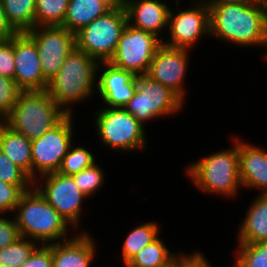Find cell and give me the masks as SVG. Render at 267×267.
I'll list each match as a JSON object with an SVG mask.
<instances>
[{"mask_svg": "<svg viewBox=\"0 0 267 267\" xmlns=\"http://www.w3.org/2000/svg\"><path fill=\"white\" fill-rule=\"evenodd\" d=\"M170 1H173L175 3V2H180L181 0H170Z\"/></svg>", "mask_w": 267, "mask_h": 267, "instance_id": "42", "label": "cell"}, {"mask_svg": "<svg viewBox=\"0 0 267 267\" xmlns=\"http://www.w3.org/2000/svg\"><path fill=\"white\" fill-rule=\"evenodd\" d=\"M66 115L47 90L20 91L3 122L32 141L41 137Z\"/></svg>", "mask_w": 267, "mask_h": 267, "instance_id": "5", "label": "cell"}, {"mask_svg": "<svg viewBox=\"0 0 267 267\" xmlns=\"http://www.w3.org/2000/svg\"><path fill=\"white\" fill-rule=\"evenodd\" d=\"M210 37L234 46L265 48L267 40V1L207 4Z\"/></svg>", "mask_w": 267, "mask_h": 267, "instance_id": "1", "label": "cell"}, {"mask_svg": "<svg viewBox=\"0 0 267 267\" xmlns=\"http://www.w3.org/2000/svg\"><path fill=\"white\" fill-rule=\"evenodd\" d=\"M0 75L14 79V36L9 40L0 42Z\"/></svg>", "mask_w": 267, "mask_h": 267, "instance_id": "34", "label": "cell"}, {"mask_svg": "<svg viewBox=\"0 0 267 267\" xmlns=\"http://www.w3.org/2000/svg\"><path fill=\"white\" fill-rule=\"evenodd\" d=\"M192 2L186 9L179 8L181 3L176 2L177 12L171 7L167 31L169 37L162 41L163 45L191 50L200 39L210 36L209 6L203 0Z\"/></svg>", "mask_w": 267, "mask_h": 267, "instance_id": "11", "label": "cell"}, {"mask_svg": "<svg viewBox=\"0 0 267 267\" xmlns=\"http://www.w3.org/2000/svg\"><path fill=\"white\" fill-rule=\"evenodd\" d=\"M176 252L173 253L159 236L139 251L124 267H169Z\"/></svg>", "mask_w": 267, "mask_h": 267, "instance_id": "24", "label": "cell"}, {"mask_svg": "<svg viewBox=\"0 0 267 267\" xmlns=\"http://www.w3.org/2000/svg\"><path fill=\"white\" fill-rule=\"evenodd\" d=\"M33 186H16L0 180V215L14 213L22 195Z\"/></svg>", "mask_w": 267, "mask_h": 267, "instance_id": "32", "label": "cell"}, {"mask_svg": "<svg viewBox=\"0 0 267 267\" xmlns=\"http://www.w3.org/2000/svg\"><path fill=\"white\" fill-rule=\"evenodd\" d=\"M99 109L93 122L100 145L120 153L147 150L146 127L134 115L124 108L99 106Z\"/></svg>", "mask_w": 267, "mask_h": 267, "instance_id": "6", "label": "cell"}, {"mask_svg": "<svg viewBox=\"0 0 267 267\" xmlns=\"http://www.w3.org/2000/svg\"><path fill=\"white\" fill-rule=\"evenodd\" d=\"M25 33L37 46L44 79L51 81L76 47L75 34L63 26H37Z\"/></svg>", "mask_w": 267, "mask_h": 267, "instance_id": "13", "label": "cell"}, {"mask_svg": "<svg viewBox=\"0 0 267 267\" xmlns=\"http://www.w3.org/2000/svg\"><path fill=\"white\" fill-rule=\"evenodd\" d=\"M0 215V249L15 243L21 238L14 216Z\"/></svg>", "mask_w": 267, "mask_h": 267, "instance_id": "35", "label": "cell"}, {"mask_svg": "<svg viewBox=\"0 0 267 267\" xmlns=\"http://www.w3.org/2000/svg\"><path fill=\"white\" fill-rule=\"evenodd\" d=\"M231 139L233 143L230 148L211 152L185 167L186 175L202 193L226 199H233L240 194L238 136Z\"/></svg>", "mask_w": 267, "mask_h": 267, "instance_id": "3", "label": "cell"}, {"mask_svg": "<svg viewBox=\"0 0 267 267\" xmlns=\"http://www.w3.org/2000/svg\"><path fill=\"white\" fill-rule=\"evenodd\" d=\"M80 191L88 198L93 197L102 186H104L105 173L101 165L94 162L91 166L72 175Z\"/></svg>", "mask_w": 267, "mask_h": 267, "instance_id": "30", "label": "cell"}, {"mask_svg": "<svg viewBox=\"0 0 267 267\" xmlns=\"http://www.w3.org/2000/svg\"><path fill=\"white\" fill-rule=\"evenodd\" d=\"M13 216L20 236L41 245L61 242L72 237L68 236V233L74 229L34 187L22 195Z\"/></svg>", "mask_w": 267, "mask_h": 267, "instance_id": "4", "label": "cell"}, {"mask_svg": "<svg viewBox=\"0 0 267 267\" xmlns=\"http://www.w3.org/2000/svg\"><path fill=\"white\" fill-rule=\"evenodd\" d=\"M33 187L67 221L74 232L78 228L81 232L79 225L83 203L88 197L80 191L72 175L59 172L45 174L33 181Z\"/></svg>", "mask_w": 267, "mask_h": 267, "instance_id": "9", "label": "cell"}, {"mask_svg": "<svg viewBox=\"0 0 267 267\" xmlns=\"http://www.w3.org/2000/svg\"><path fill=\"white\" fill-rule=\"evenodd\" d=\"M170 0H126L127 23L134 28L151 32L165 40L162 30L168 29Z\"/></svg>", "mask_w": 267, "mask_h": 267, "instance_id": "17", "label": "cell"}, {"mask_svg": "<svg viewBox=\"0 0 267 267\" xmlns=\"http://www.w3.org/2000/svg\"><path fill=\"white\" fill-rule=\"evenodd\" d=\"M162 40L155 34L127 24L119 39L115 55L109 61L114 66L135 75L146 74Z\"/></svg>", "mask_w": 267, "mask_h": 267, "instance_id": "12", "label": "cell"}, {"mask_svg": "<svg viewBox=\"0 0 267 267\" xmlns=\"http://www.w3.org/2000/svg\"><path fill=\"white\" fill-rule=\"evenodd\" d=\"M18 32L8 22L3 5L0 1V42L9 40Z\"/></svg>", "mask_w": 267, "mask_h": 267, "instance_id": "38", "label": "cell"}, {"mask_svg": "<svg viewBox=\"0 0 267 267\" xmlns=\"http://www.w3.org/2000/svg\"><path fill=\"white\" fill-rule=\"evenodd\" d=\"M8 22L18 32L35 27L36 0H0Z\"/></svg>", "mask_w": 267, "mask_h": 267, "instance_id": "25", "label": "cell"}, {"mask_svg": "<svg viewBox=\"0 0 267 267\" xmlns=\"http://www.w3.org/2000/svg\"><path fill=\"white\" fill-rule=\"evenodd\" d=\"M206 4H236V3H250L255 0H203Z\"/></svg>", "mask_w": 267, "mask_h": 267, "instance_id": "39", "label": "cell"}, {"mask_svg": "<svg viewBox=\"0 0 267 267\" xmlns=\"http://www.w3.org/2000/svg\"><path fill=\"white\" fill-rule=\"evenodd\" d=\"M232 267H267V241L237 244Z\"/></svg>", "mask_w": 267, "mask_h": 267, "instance_id": "28", "label": "cell"}, {"mask_svg": "<svg viewBox=\"0 0 267 267\" xmlns=\"http://www.w3.org/2000/svg\"><path fill=\"white\" fill-rule=\"evenodd\" d=\"M240 225L237 244L267 241V194H258L252 199Z\"/></svg>", "mask_w": 267, "mask_h": 267, "instance_id": "20", "label": "cell"}, {"mask_svg": "<svg viewBox=\"0 0 267 267\" xmlns=\"http://www.w3.org/2000/svg\"><path fill=\"white\" fill-rule=\"evenodd\" d=\"M187 48H172L161 45L150 63L146 73L151 79L172 89L186 101L185 78L189 65V52Z\"/></svg>", "mask_w": 267, "mask_h": 267, "instance_id": "14", "label": "cell"}, {"mask_svg": "<svg viewBox=\"0 0 267 267\" xmlns=\"http://www.w3.org/2000/svg\"><path fill=\"white\" fill-rule=\"evenodd\" d=\"M98 65V61L75 47L48 82L46 90L66 114H73V106L96 95Z\"/></svg>", "mask_w": 267, "mask_h": 267, "instance_id": "2", "label": "cell"}, {"mask_svg": "<svg viewBox=\"0 0 267 267\" xmlns=\"http://www.w3.org/2000/svg\"><path fill=\"white\" fill-rule=\"evenodd\" d=\"M239 177L242 189L267 194V150L238 137Z\"/></svg>", "mask_w": 267, "mask_h": 267, "instance_id": "19", "label": "cell"}, {"mask_svg": "<svg viewBox=\"0 0 267 267\" xmlns=\"http://www.w3.org/2000/svg\"><path fill=\"white\" fill-rule=\"evenodd\" d=\"M74 114H67L41 137L31 141L32 180L58 172L62 160L74 141Z\"/></svg>", "mask_w": 267, "mask_h": 267, "instance_id": "10", "label": "cell"}, {"mask_svg": "<svg viewBox=\"0 0 267 267\" xmlns=\"http://www.w3.org/2000/svg\"><path fill=\"white\" fill-rule=\"evenodd\" d=\"M0 180L16 186H33V180L0 150Z\"/></svg>", "mask_w": 267, "mask_h": 267, "instance_id": "31", "label": "cell"}, {"mask_svg": "<svg viewBox=\"0 0 267 267\" xmlns=\"http://www.w3.org/2000/svg\"><path fill=\"white\" fill-rule=\"evenodd\" d=\"M86 148L81 145L77 147L73 143L62 160L58 172L65 175H74L96 162L93 152Z\"/></svg>", "mask_w": 267, "mask_h": 267, "instance_id": "29", "label": "cell"}, {"mask_svg": "<svg viewBox=\"0 0 267 267\" xmlns=\"http://www.w3.org/2000/svg\"><path fill=\"white\" fill-rule=\"evenodd\" d=\"M110 8L100 0H69L62 26L76 34Z\"/></svg>", "mask_w": 267, "mask_h": 267, "instance_id": "22", "label": "cell"}, {"mask_svg": "<svg viewBox=\"0 0 267 267\" xmlns=\"http://www.w3.org/2000/svg\"><path fill=\"white\" fill-rule=\"evenodd\" d=\"M20 91L14 79L0 75V120L9 115Z\"/></svg>", "mask_w": 267, "mask_h": 267, "instance_id": "33", "label": "cell"}, {"mask_svg": "<svg viewBox=\"0 0 267 267\" xmlns=\"http://www.w3.org/2000/svg\"><path fill=\"white\" fill-rule=\"evenodd\" d=\"M172 265L174 267H213L205 254L199 250L190 254L177 252Z\"/></svg>", "mask_w": 267, "mask_h": 267, "instance_id": "36", "label": "cell"}, {"mask_svg": "<svg viewBox=\"0 0 267 267\" xmlns=\"http://www.w3.org/2000/svg\"><path fill=\"white\" fill-rule=\"evenodd\" d=\"M14 81L21 91L46 90L35 42L25 33L14 36Z\"/></svg>", "mask_w": 267, "mask_h": 267, "instance_id": "16", "label": "cell"}, {"mask_svg": "<svg viewBox=\"0 0 267 267\" xmlns=\"http://www.w3.org/2000/svg\"><path fill=\"white\" fill-rule=\"evenodd\" d=\"M105 3L110 9H119L125 7L126 0H100Z\"/></svg>", "mask_w": 267, "mask_h": 267, "instance_id": "40", "label": "cell"}, {"mask_svg": "<svg viewBox=\"0 0 267 267\" xmlns=\"http://www.w3.org/2000/svg\"><path fill=\"white\" fill-rule=\"evenodd\" d=\"M127 24L125 8L110 9L75 34L76 48L98 62H109Z\"/></svg>", "mask_w": 267, "mask_h": 267, "instance_id": "8", "label": "cell"}, {"mask_svg": "<svg viewBox=\"0 0 267 267\" xmlns=\"http://www.w3.org/2000/svg\"><path fill=\"white\" fill-rule=\"evenodd\" d=\"M185 104L172 89L143 74L136 75V91L124 109L146 126L153 119L177 115Z\"/></svg>", "mask_w": 267, "mask_h": 267, "instance_id": "7", "label": "cell"}, {"mask_svg": "<svg viewBox=\"0 0 267 267\" xmlns=\"http://www.w3.org/2000/svg\"><path fill=\"white\" fill-rule=\"evenodd\" d=\"M0 150L32 179L31 140L4 122L0 124Z\"/></svg>", "mask_w": 267, "mask_h": 267, "instance_id": "21", "label": "cell"}, {"mask_svg": "<svg viewBox=\"0 0 267 267\" xmlns=\"http://www.w3.org/2000/svg\"><path fill=\"white\" fill-rule=\"evenodd\" d=\"M160 224L154 220L151 222H144L139 226L131 229L127 236H125L124 242H122L121 258L123 266H125L139 251H141L146 245H149L156 240L161 233Z\"/></svg>", "mask_w": 267, "mask_h": 267, "instance_id": "23", "label": "cell"}, {"mask_svg": "<svg viewBox=\"0 0 267 267\" xmlns=\"http://www.w3.org/2000/svg\"><path fill=\"white\" fill-rule=\"evenodd\" d=\"M75 233L67 240L52 243L53 267H91L94 263L97 255L95 239L84 229Z\"/></svg>", "mask_w": 267, "mask_h": 267, "instance_id": "18", "label": "cell"}, {"mask_svg": "<svg viewBox=\"0 0 267 267\" xmlns=\"http://www.w3.org/2000/svg\"><path fill=\"white\" fill-rule=\"evenodd\" d=\"M97 72L96 93L102 106L124 108L136 91V75L111 62H99Z\"/></svg>", "mask_w": 267, "mask_h": 267, "instance_id": "15", "label": "cell"}, {"mask_svg": "<svg viewBox=\"0 0 267 267\" xmlns=\"http://www.w3.org/2000/svg\"><path fill=\"white\" fill-rule=\"evenodd\" d=\"M39 245L29 238H19L15 243L0 249V265L21 267Z\"/></svg>", "mask_w": 267, "mask_h": 267, "instance_id": "27", "label": "cell"}, {"mask_svg": "<svg viewBox=\"0 0 267 267\" xmlns=\"http://www.w3.org/2000/svg\"><path fill=\"white\" fill-rule=\"evenodd\" d=\"M21 267H53L52 244H40Z\"/></svg>", "mask_w": 267, "mask_h": 267, "instance_id": "37", "label": "cell"}, {"mask_svg": "<svg viewBox=\"0 0 267 267\" xmlns=\"http://www.w3.org/2000/svg\"><path fill=\"white\" fill-rule=\"evenodd\" d=\"M69 0H36L35 27L62 26Z\"/></svg>", "mask_w": 267, "mask_h": 267, "instance_id": "26", "label": "cell"}, {"mask_svg": "<svg viewBox=\"0 0 267 267\" xmlns=\"http://www.w3.org/2000/svg\"><path fill=\"white\" fill-rule=\"evenodd\" d=\"M267 49V40H266V44H265V50ZM267 51V50H266ZM266 61H267V52L264 53V56H263Z\"/></svg>", "mask_w": 267, "mask_h": 267, "instance_id": "41", "label": "cell"}]
</instances>
